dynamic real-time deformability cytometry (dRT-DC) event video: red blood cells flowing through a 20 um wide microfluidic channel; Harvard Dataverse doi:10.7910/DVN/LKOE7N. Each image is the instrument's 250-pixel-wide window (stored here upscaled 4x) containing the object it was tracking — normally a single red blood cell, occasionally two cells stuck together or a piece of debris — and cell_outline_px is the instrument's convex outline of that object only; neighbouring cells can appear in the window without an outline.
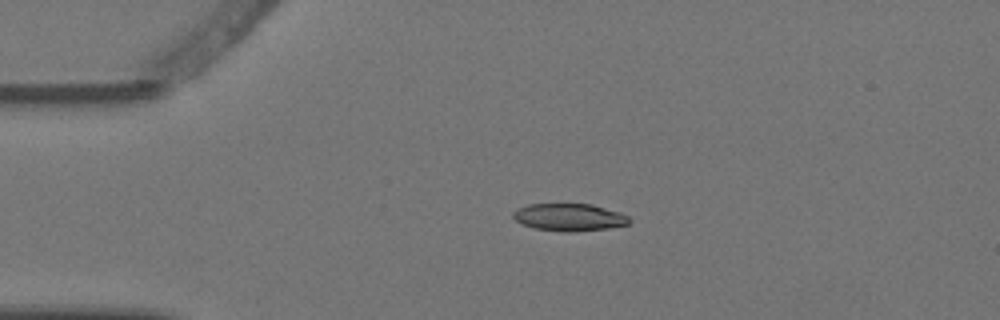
{"species": "Egyptian fruit bat (a non-hibernating species)", "species_latin": "Rousettus aegyptiacus", "temperature_condition": "warm", "stored_images_in_passage": 5, "camera_frame_rate_fps": 3000, "um_per_image_px": 0.085, "animal": {"sex": "female"}, "frame": {"image": 1, "passage_image": 4, "time_ms": 1.0, "image_size_px": [1000, 320], "cell_outline_px": [[632, 220], [628, 224], [608, 228], [576, 232], [564, 232], [536, 228], [520, 224], [512, 216], [512, 212], [516, 208], [528, 204], [592, 204], [620, 212], [628, 216]], "centroid_in_image_um": [48.37, 18.46], "position_along_channel_um": 36.6, "area_um2": 18.73}}